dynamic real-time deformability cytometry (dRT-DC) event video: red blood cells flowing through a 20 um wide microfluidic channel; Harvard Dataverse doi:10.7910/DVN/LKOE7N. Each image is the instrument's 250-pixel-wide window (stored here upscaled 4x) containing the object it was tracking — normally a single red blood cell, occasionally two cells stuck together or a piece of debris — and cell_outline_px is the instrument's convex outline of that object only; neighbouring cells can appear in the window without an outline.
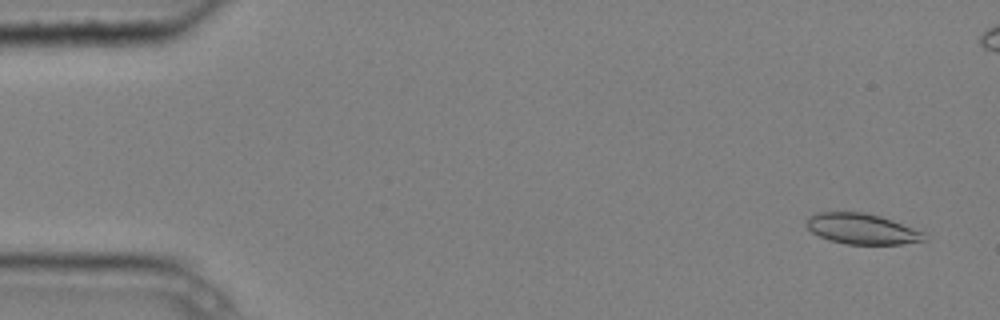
{"species": "common noctule bat (a hibernating species)", "species_latin": "Nyctalus noctula", "temperature_condition": "cold", "stored_images_in_passage": 5, "camera_frame_rate_fps": 3000, "um_per_image_px": 0.085, "animal": {"sex": "male", "body_mass_g": 20.4}, "frame": {"image": 1, "passage_image": 1, "time_ms": 0.0, "image_size_px": [1000, 320], "cell_outline_px": [[928, 240], [900, 244], [848, 244], [828, 240], [812, 232], [804, 224], [808, 216], [816, 212], [864, 212], [880, 216], [892, 220], [924, 232]], "centroid_in_image_um": [73.24, 19.45], "position_along_channel_um": 11.8, "area_um2": 21.1}}